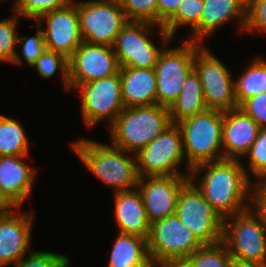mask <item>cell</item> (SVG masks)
Returning a JSON list of instances; mask_svg holds the SVG:
<instances>
[{
  "mask_svg": "<svg viewBox=\"0 0 266 267\" xmlns=\"http://www.w3.org/2000/svg\"><path fill=\"white\" fill-rule=\"evenodd\" d=\"M76 6L83 41L113 46L128 22L119 0H86Z\"/></svg>",
  "mask_w": 266,
  "mask_h": 267,
  "instance_id": "obj_11",
  "label": "cell"
},
{
  "mask_svg": "<svg viewBox=\"0 0 266 267\" xmlns=\"http://www.w3.org/2000/svg\"><path fill=\"white\" fill-rule=\"evenodd\" d=\"M18 15L13 13L3 20H0V62L12 63L17 52V26Z\"/></svg>",
  "mask_w": 266,
  "mask_h": 267,
  "instance_id": "obj_32",
  "label": "cell"
},
{
  "mask_svg": "<svg viewBox=\"0 0 266 267\" xmlns=\"http://www.w3.org/2000/svg\"><path fill=\"white\" fill-rule=\"evenodd\" d=\"M128 21L157 24V0H119Z\"/></svg>",
  "mask_w": 266,
  "mask_h": 267,
  "instance_id": "obj_34",
  "label": "cell"
},
{
  "mask_svg": "<svg viewBox=\"0 0 266 267\" xmlns=\"http://www.w3.org/2000/svg\"><path fill=\"white\" fill-rule=\"evenodd\" d=\"M72 0H14L13 11L19 17L38 20L43 14L65 7Z\"/></svg>",
  "mask_w": 266,
  "mask_h": 267,
  "instance_id": "obj_31",
  "label": "cell"
},
{
  "mask_svg": "<svg viewBox=\"0 0 266 267\" xmlns=\"http://www.w3.org/2000/svg\"><path fill=\"white\" fill-rule=\"evenodd\" d=\"M31 67H36L38 74L47 79L60 70L64 88L69 90L68 59L62 54L46 49Z\"/></svg>",
  "mask_w": 266,
  "mask_h": 267,
  "instance_id": "obj_29",
  "label": "cell"
},
{
  "mask_svg": "<svg viewBox=\"0 0 266 267\" xmlns=\"http://www.w3.org/2000/svg\"><path fill=\"white\" fill-rule=\"evenodd\" d=\"M107 267H154L147 239L135 234L118 233Z\"/></svg>",
  "mask_w": 266,
  "mask_h": 267,
  "instance_id": "obj_23",
  "label": "cell"
},
{
  "mask_svg": "<svg viewBox=\"0 0 266 267\" xmlns=\"http://www.w3.org/2000/svg\"><path fill=\"white\" fill-rule=\"evenodd\" d=\"M259 125L241 109L224 111L222 148L223 158L241 160L256 140Z\"/></svg>",
  "mask_w": 266,
  "mask_h": 267,
  "instance_id": "obj_20",
  "label": "cell"
},
{
  "mask_svg": "<svg viewBox=\"0 0 266 267\" xmlns=\"http://www.w3.org/2000/svg\"><path fill=\"white\" fill-rule=\"evenodd\" d=\"M194 70L202 84L208 109L224 112L238 108L231 71L202 44L195 51Z\"/></svg>",
  "mask_w": 266,
  "mask_h": 267,
  "instance_id": "obj_12",
  "label": "cell"
},
{
  "mask_svg": "<svg viewBox=\"0 0 266 267\" xmlns=\"http://www.w3.org/2000/svg\"><path fill=\"white\" fill-rule=\"evenodd\" d=\"M14 207L5 199V197L0 193V213H8Z\"/></svg>",
  "mask_w": 266,
  "mask_h": 267,
  "instance_id": "obj_41",
  "label": "cell"
},
{
  "mask_svg": "<svg viewBox=\"0 0 266 267\" xmlns=\"http://www.w3.org/2000/svg\"><path fill=\"white\" fill-rule=\"evenodd\" d=\"M147 244L154 267L184 261L203 246L175 214L151 224Z\"/></svg>",
  "mask_w": 266,
  "mask_h": 267,
  "instance_id": "obj_7",
  "label": "cell"
},
{
  "mask_svg": "<svg viewBox=\"0 0 266 267\" xmlns=\"http://www.w3.org/2000/svg\"><path fill=\"white\" fill-rule=\"evenodd\" d=\"M114 216L118 232L148 239L150 226L138 188L114 193Z\"/></svg>",
  "mask_w": 266,
  "mask_h": 267,
  "instance_id": "obj_21",
  "label": "cell"
},
{
  "mask_svg": "<svg viewBox=\"0 0 266 267\" xmlns=\"http://www.w3.org/2000/svg\"><path fill=\"white\" fill-rule=\"evenodd\" d=\"M252 182V207L266 218V174Z\"/></svg>",
  "mask_w": 266,
  "mask_h": 267,
  "instance_id": "obj_38",
  "label": "cell"
},
{
  "mask_svg": "<svg viewBox=\"0 0 266 267\" xmlns=\"http://www.w3.org/2000/svg\"><path fill=\"white\" fill-rule=\"evenodd\" d=\"M170 110L162 105L125 107L110 128V144L136 154L170 125Z\"/></svg>",
  "mask_w": 266,
  "mask_h": 267,
  "instance_id": "obj_3",
  "label": "cell"
},
{
  "mask_svg": "<svg viewBox=\"0 0 266 267\" xmlns=\"http://www.w3.org/2000/svg\"><path fill=\"white\" fill-rule=\"evenodd\" d=\"M204 9L200 24L185 40L201 44L207 36L218 30L227 22L238 21L239 29L244 31L247 19V0H203Z\"/></svg>",
  "mask_w": 266,
  "mask_h": 267,
  "instance_id": "obj_18",
  "label": "cell"
},
{
  "mask_svg": "<svg viewBox=\"0 0 266 267\" xmlns=\"http://www.w3.org/2000/svg\"><path fill=\"white\" fill-rule=\"evenodd\" d=\"M19 209L0 216V267L15 265L30 248L33 213Z\"/></svg>",
  "mask_w": 266,
  "mask_h": 267,
  "instance_id": "obj_17",
  "label": "cell"
},
{
  "mask_svg": "<svg viewBox=\"0 0 266 267\" xmlns=\"http://www.w3.org/2000/svg\"><path fill=\"white\" fill-rule=\"evenodd\" d=\"M175 215L203 245L222 241L224 219L190 179L180 189Z\"/></svg>",
  "mask_w": 266,
  "mask_h": 267,
  "instance_id": "obj_8",
  "label": "cell"
},
{
  "mask_svg": "<svg viewBox=\"0 0 266 267\" xmlns=\"http://www.w3.org/2000/svg\"><path fill=\"white\" fill-rule=\"evenodd\" d=\"M223 118V111L207 109L177 123L182 133L187 173L198 164L224 159Z\"/></svg>",
  "mask_w": 266,
  "mask_h": 267,
  "instance_id": "obj_4",
  "label": "cell"
},
{
  "mask_svg": "<svg viewBox=\"0 0 266 267\" xmlns=\"http://www.w3.org/2000/svg\"><path fill=\"white\" fill-rule=\"evenodd\" d=\"M207 109L202 84L193 69L187 75L178 99L169 108L171 123L177 124Z\"/></svg>",
  "mask_w": 266,
  "mask_h": 267,
  "instance_id": "obj_24",
  "label": "cell"
},
{
  "mask_svg": "<svg viewBox=\"0 0 266 267\" xmlns=\"http://www.w3.org/2000/svg\"><path fill=\"white\" fill-rule=\"evenodd\" d=\"M245 156L248 163L246 164L247 166L243 164V167L249 179L252 174L254 178L256 177L255 179L266 174V129L261 128L258 131L256 140ZM249 172L251 175H249Z\"/></svg>",
  "mask_w": 266,
  "mask_h": 267,
  "instance_id": "obj_33",
  "label": "cell"
},
{
  "mask_svg": "<svg viewBox=\"0 0 266 267\" xmlns=\"http://www.w3.org/2000/svg\"><path fill=\"white\" fill-rule=\"evenodd\" d=\"M203 0H181L175 14L162 26L173 39L181 26L190 25L191 32L200 24Z\"/></svg>",
  "mask_w": 266,
  "mask_h": 267,
  "instance_id": "obj_27",
  "label": "cell"
},
{
  "mask_svg": "<svg viewBox=\"0 0 266 267\" xmlns=\"http://www.w3.org/2000/svg\"><path fill=\"white\" fill-rule=\"evenodd\" d=\"M70 258L50 251H30L14 267H69Z\"/></svg>",
  "mask_w": 266,
  "mask_h": 267,
  "instance_id": "obj_35",
  "label": "cell"
},
{
  "mask_svg": "<svg viewBox=\"0 0 266 267\" xmlns=\"http://www.w3.org/2000/svg\"><path fill=\"white\" fill-rule=\"evenodd\" d=\"M160 267H188L183 261L181 262H169Z\"/></svg>",
  "mask_w": 266,
  "mask_h": 267,
  "instance_id": "obj_42",
  "label": "cell"
},
{
  "mask_svg": "<svg viewBox=\"0 0 266 267\" xmlns=\"http://www.w3.org/2000/svg\"><path fill=\"white\" fill-rule=\"evenodd\" d=\"M222 242L232 257L266 264V218L253 207L225 218Z\"/></svg>",
  "mask_w": 266,
  "mask_h": 267,
  "instance_id": "obj_5",
  "label": "cell"
},
{
  "mask_svg": "<svg viewBox=\"0 0 266 267\" xmlns=\"http://www.w3.org/2000/svg\"><path fill=\"white\" fill-rule=\"evenodd\" d=\"M260 128L266 129V92L244 100L239 106Z\"/></svg>",
  "mask_w": 266,
  "mask_h": 267,
  "instance_id": "obj_37",
  "label": "cell"
},
{
  "mask_svg": "<svg viewBox=\"0 0 266 267\" xmlns=\"http://www.w3.org/2000/svg\"><path fill=\"white\" fill-rule=\"evenodd\" d=\"M119 73L125 107L157 104L154 68L120 67Z\"/></svg>",
  "mask_w": 266,
  "mask_h": 267,
  "instance_id": "obj_22",
  "label": "cell"
},
{
  "mask_svg": "<svg viewBox=\"0 0 266 267\" xmlns=\"http://www.w3.org/2000/svg\"><path fill=\"white\" fill-rule=\"evenodd\" d=\"M25 157L0 156V193L14 208L22 207L36 177V169L24 161Z\"/></svg>",
  "mask_w": 266,
  "mask_h": 267,
  "instance_id": "obj_19",
  "label": "cell"
},
{
  "mask_svg": "<svg viewBox=\"0 0 266 267\" xmlns=\"http://www.w3.org/2000/svg\"><path fill=\"white\" fill-rule=\"evenodd\" d=\"M71 147L80 161L114 192L129 191L137 188L139 175L136 155L123 149L94 141L79 138ZM128 154H131L133 158Z\"/></svg>",
  "mask_w": 266,
  "mask_h": 267,
  "instance_id": "obj_2",
  "label": "cell"
},
{
  "mask_svg": "<svg viewBox=\"0 0 266 267\" xmlns=\"http://www.w3.org/2000/svg\"><path fill=\"white\" fill-rule=\"evenodd\" d=\"M36 36H19L17 39V44L22 45V58L18 52H16L12 64L21 65L23 64V59L28 66H32L38 57H40L46 50V44L44 40L42 27L36 23Z\"/></svg>",
  "mask_w": 266,
  "mask_h": 267,
  "instance_id": "obj_30",
  "label": "cell"
},
{
  "mask_svg": "<svg viewBox=\"0 0 266 267\" xmlns=\"http://www.w3.org/2000/svg\"><path fill=\"white\" fill-rule=\"evenodd\" d=\"M154 26H157L161 44H164L162 48H158L153 43L154 40H151ZM172 39L160 25L146 21H128L116 37L113 50L120 67L155 68L160 53Z\"/></svg>",
  "mask_w": 266,
  "mask_h": 267,
  "instance_id": "obj_6",
  "label": "cell"
},
{
  "mask_svg": "<svg viewBox=\"0 0 266 267\" xmlns=\"http://www.w3.org/2000/svg\"><path fill=\"white\" fill-rule=\"evenodd\" d=\"M244 31L266 32V0H247V19Z\"/></svg>",
  "mask_w": 266,
  "mask_h": 267,
  "instance_id": "obj_36",
  "label": "cell"
},
{
  "mask_svg": "<svg viewBox=\"0 0 266 267\" xmlns=\"http://www.w3.org/2000/svg\"><path fill=\"white\" fill-rule=\"evenodd\" d=\"M234 87L238 106L244 100L266 92V59L252 60L234 80Z\"/></svg>",
  "mask_w": 266,
  "mask_h": 267,
  "instance_id": "obj_25",
  "label": "cell"
},
{
  "mask_svg": "<svg viewBox=\"0 0 266 267\" xmlns=\"http://www.w3.org/2000/svg\"><path fill=\"white\" fill-rule=\"evenodd\" d=\"M258 267H266V264H258Z\"/></svg>",
  "mask_w": 266,
  "mask_h": 267,
  "instance_id": "obj_43",
  "label": "cell"
},
{
  "mask_svg": "<svg viewBox=\"0 0 266 267\" xmlns=\"http://www.w3.org/2000/svg\"><path fill=\"white\" fill-rule=\"evenodd\" d=\"M75 89L81 96V113L87 127H94L103 120L109 126L125 108L121 95L120 73L81 84Z\"/></svg>",
  "mask_w": 266,
  "mask_h": 267,
  "instance_id": "obj_13",
  "label": "cell"
},
{
  "mask_svg": "<svg viewBox=\"0 0 266 267\" xmlns=\"http://www.w3.org/2000/svg\"><path fill=\"white\" fill-rule=\"evenodd\" d=\"M36 22L41 27L46 23V29L42 28L46 49L60 53L67 59L83 42L74 0L63 8L43 14Z\"/></svg>",
  "mask_w": 266,
  "mask_h": 267,
  "instance_id": "obj_15",
  "label": "cell"
},
{
  "mask_svg": "<svg viewBox=\"0 0 266 267\" xmlns=\"http://www.w3.org/2000/svg\"><path fill=\"white\" fill-rule=\"evenodd\" d=\"M201 172L204 174L199 176L197 185L196 178ZM189 179L223 219L252 207L253 181L248 178L241 160L223 159L198 164L191 168Z\"/></svg>",
  "mask_w": 266,
  "mask_h": 267,
  "instance_id": "obj_1",
  "label": "cell"
},
{
  "mask_svg": "<svg viewBox=\"0 0 266 267\" xmlns=\"http://www.w3.org/2000/svg\"><path fill=\"white\" fill-rule=\"evenodd\" d=\"M229 267H258V263L251 261H244L231 257L229 261Z\"/></svg>",
  "mask_w": 266,
  "mask_h": 267,
  "instance_id": "obj_40",
  "label": "cell"
},
{
  "mask_svg": "<svg viewBox=\"0 0 266 267\" xmlns=\"http://www.w3.org/2000/svg\"><path fill=\"white\" fill-rule=\"evenodd\" d=\"M139 178L145 176H189L181 172L179 165L186 160L183 152L182 133L172 123L157 138L136 154Z\"/></svg>",
  "mask_w": 266,
  "mask_h": 267,
  "instance_id": "obj_10",
  "label": "cell"
},
{
  "mask_svg": "<svg viewBox=\"0 0 266 267\" xmlns=\"http://www.w3.org/2000/svg\"><path fill=\"white\" fill-rule=\"evenodd\" d=\"M231 257L221 241L217 244L203 245L183 262L188 267H229Z\"/></svg>",
  "mask_w": 266,
  "mask_h": 267,
  "instance_id": "obj_28",
  "label": "cell"
},
{
  "mask_svg": "<svg viewBox=\"0 0 266 267\" xmlns=\"http://www.w3.org/2000/svg\"><path fill=\"white\" fill-rule=\"evenodd\" d=\"M69 90L81 84L110 77L120 70L111 45L82 42L68 59Z\"/></svg>",
  "mask_w": 266,
  "mask_h": 267,
  "instance_id": "obj_14",
  "label": "cell"
},
{
  "mask_svg": "<svg viewBox=\"0 0 266 267\" xmlns=\"http://www.w3.org/2000/svg\"><path fill=\"white\" fill-rule=\"evenodd\" d=\"M189 176H145L138 180L150 224L175 214L180 189Z\"/></svg>",
  "mask_w": 266,
  "mask_h": 267,
  "instance_id": "obj_16",
  "label": "cell"
},
{
  "mask_svg": "<svg viewBox=\"0 0 266 267\" xmlns=\"http://www.w3.org/2000/svg\"><path fill=\"white\" fill-rule=\"evenodd\" d=\"M181 42L184 44L177 48L166 46L154 68L157 104L168 108L178 99L187 75L194 69L195 51L201 45L187 40Z\"/></svg>",
  "mask_w": 266,
  "mask_h": 267,
  "instance_id": "obj_9",
  "label": "cell"
},
{
  "mask_svg": "<svg viewBox=\"0 0 266 267\" xmlns=\"http://www.w3.org/2000/svg\"><path fill=\"white\" fill-rule=\"evenodd\" d=\"M181 0H157V25L163 26L176 12Z\"/></svg>",
  "mask_w": 266,
  "mask_h": 267,
  "instance_id": "obj_39",
  "label": "cell"
},
{
  "mask_svg": "<svg viewBox=\"0 0 266 267\" xmlns=\"http://www.w3.org/2000/svg\"><path fill=\"white\" fill-rule=\"evenodd\" d=\"M29 148L24 126L0 114V156H28Z\"/></svg>",
  "mask_w": 266,
  "mask_h": 267,
  "instance_id": "obj_26",
  "label": "cell"
}]
</instances>
